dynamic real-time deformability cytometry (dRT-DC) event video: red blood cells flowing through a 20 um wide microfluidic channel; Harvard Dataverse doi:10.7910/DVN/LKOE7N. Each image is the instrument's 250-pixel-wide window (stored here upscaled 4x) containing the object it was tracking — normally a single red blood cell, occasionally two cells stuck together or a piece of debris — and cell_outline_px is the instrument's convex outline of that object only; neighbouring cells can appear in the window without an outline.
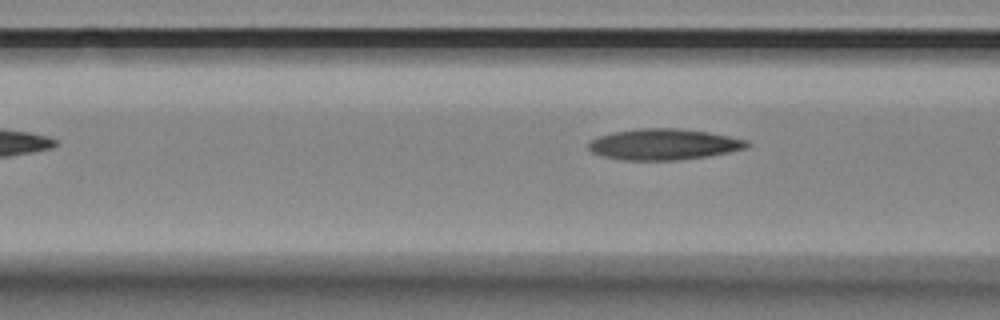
{"species": "Egyptian fruit bat (a non-hibernating species)", "species_latin": "Rousettus aegyptiacus", "temperature_condition": "room temperature", "stored_images_in_passage": 5, "segment_of_instrument_passage": [2, 2], "camera_frame_rate_fps": 3000, "um_per_image_px": 0.085, "animal": {"sex": "female"}, "frame": {"image": 1, "passage_image": 5, "time_ms": 1.333, "image_size_px": [1000, 320], "cell_outline_px": [[752, 144], [748, 148], [708, 156], [676, 160], [624, 160], [600, 156], [592, 152], [588, 148], [588, 144], [592, 140], [600, 136], [612, 132], [636, 128], [680, 128], [708, 132], [748, 140]], "centroid_in_image_um": [56.43, 12.26], "position_along_channel_um": 110.2, "area_um2": 28.78}}